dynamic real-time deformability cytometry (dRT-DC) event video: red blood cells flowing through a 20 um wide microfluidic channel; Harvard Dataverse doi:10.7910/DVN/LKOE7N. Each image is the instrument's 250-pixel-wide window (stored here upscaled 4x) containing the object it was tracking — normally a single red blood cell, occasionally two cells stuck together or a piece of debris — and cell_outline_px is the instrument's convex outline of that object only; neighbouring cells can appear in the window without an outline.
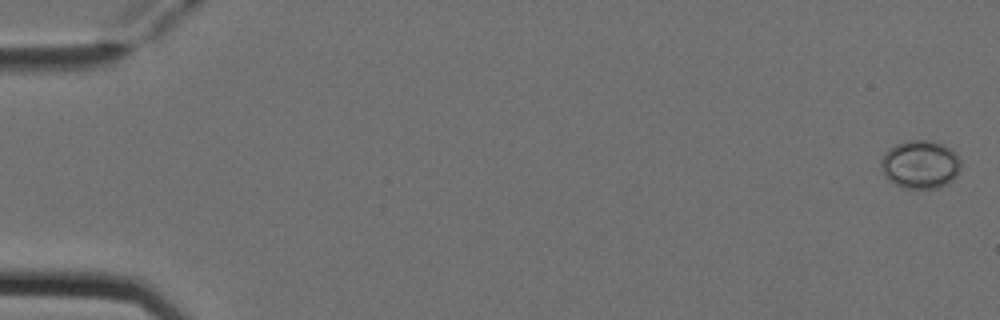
{"species": "Egyptian fruit bat (a non-hibernating species)", "species_latin": "Rousettus aegyptiacus", "temperature_condition": "cold", "stored_images_in_passage": 5, "camera_frame_rate_fps": 3000, "um_per_image_px": 0.085, "animal": {"sex": "female"}, "frame": {"image": 1, "passage_image": 1, "time_ms": 0.0, "image_size_px": [1000, 320], "cell_outline_px": [[960, 172], [948, 184], [936, 188], [904, 188], [888, 180], [884, 176], [880, 164], [884, 152], [888, 148], [896, 144], [908, 140], [928, 140], [952, 148], [960, 156]], "centroid_in_image_um": [78.23, 13.97], "position_along_channel_um": 6.8, "area_um2": 22.72}}